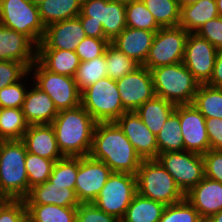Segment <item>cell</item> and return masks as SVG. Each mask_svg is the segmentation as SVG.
<instances>
[{"instance_id": "6da1fadb", "label": "cell", "mask_w": 222, "mask_h": 222, "mask_svg": "<svg viewBox=\"0 0 222 222\" xmlns=\"http://www.w3.org/2000/svg\"><path fill=\"white\" fill-rule=\"evenodd\" d=\"M89 155L103 161L112 172L133 175H136L142 162V158L115 121L97 122Z\"/></svg>"}, {"instance_id": "7a4b0ae2", "label": "cell", "mask_w": 222, "mask_h": 222, "mask_svg": "<svg viewBox=\"0 0 222 222\" xmlns=\"http://www.w3.org/2000/svg\"><path fill=\"white\" fill-rule=\"evenodd\" d=\"M97 122L82 107L59 111L52 127L64 157H83L90 154Z\"/></svg>"}, {"instance_id": "3957f363", "label": "cell", "mask_w": 222, "mask_h": 222, "mask_svg": "<svg viewBox=\"0 0 222 222\" xmlns=\"http://www.w3.org/2000/svg\"><path fill=\"white\" fill-rule=\"evenodd\" d=\"M26 154L22 140L0 141V195L8 199H24L27 196Z\"/></svg>"}, {"instance_id": "277c9868", "label": "cell", "mask_w": 222, "mask_h": 222, "mask_svg": "<svg viewBox=\"0 0 222 222\" xmlns=\"http://www.w3.org/2000/svg\"><path fill=\"white\" fill-rule=\"evenodd\" d=\"M151 71L155 94L175 104H192L200 83L183 62L159 66Z\"/></svg>"}, {"instance_id": "5b68a950", "label": "cell", "mask_w": 222, "mask_h": 222, "mask_svg": "<svg viewBox=\"0 0 222 222\" xmlns=\"http://www.w3.org/2000/svg\"><path fill=\"white\" fill-rule=\"evenodd\" d=\"M136 186L141 196L165 206L185 199L172 175L156 159L142 160L136 173Z\"/></svg>"}, {"instance_id": "8992f818", "label": "cell", "mask_w": 222, "mask_h": 222, "mask_svg": "<svg viewBox=\"0 0 222 222\" xmlns=\"http://www.w3.org/2000/svg\"><path fill=\"white\" fill-rule=\"evenodd\" d=\"M81 105L96 122L116 121L123 108L116 81L105 77L81 92Z\"/></svg>"}, {"instance_id": "52a82bcc", "label": "cell", "mask_w": 222, "mask_h": 222, "mask_svg": "<svg viewBox=\"0 0 222 222\" xmlns=\"http://www.w3.org/2000/svg\"><path fill=\"white\" fill-rule=\"evenodd\" d=\"M0 25L27 36L36 46L45 34L38 6L29 0H0Z\"/></svg>"}, {"instance_id": "ba28073f", "label": "cell", "mask_w": 222, "mask_h": 222, "mask_svg": "<svg viewBox=\"0 0 222 222\" xmlns=\"http://www.w3.org/2000/svg\"><path fill=\"white\" fill-rule=\"evenodd\" d=\"M29 72L33 83L49 95L58 111L81 104V92L73 77L50 72L37 60L30 66Z\"/></svg>"}, {"instance_id": "9c48e42d", "label": "cell", "mask_w": 222, "mask_h": 222, "mask_svg": "<svg viewBox=\"0 0 222 222\" xmlns=\"http://www.w3.org/2000/svg\"><path fill=\"white\" fill-rule=\"evenodd\" d=\"M136 193V175L112 172L92 203L121 220Z\"/></svg>"}, {"instance_id": "30bf717a", "label": "cell", "mask_w": 222, "mask_h": 222, "mask_svg": "<svg viewBox=\"0 0 222 222\" xmlns=\"http://www.w3.org/2000/svg\"><path fill=\"white\" fill-rule=\"evenodd\" d=\"M188 35L180 26L160 28L154 36L143 66L152 70L159 66L183 62Z\"/></svg>"}, {"instance_id": "8fae6325", "label": "cell", "mask_w": 222, "mask_h": 222, "mask_svg": "<svg viewBox=\"0 0 222 222\" xmlns=\"http://www.w3.org/2000/svg\"><path fill=\"white\" fill-rule=\"evenodd\" d=\"M156 160L172 175L184 194L205 177L202 154L186 150L166 152L160 153Z\"/></svg>"}, {"instance_id": "7c38bea8", "label": "cell", "mask_w": 222, "mask_h": 222, "mask_svg": "<svg viewBox=\"0 0 222 222\" xmlns=\"http://www.w3.org/2000/svg\"><path fill=\"white\" fill-rule=\"evenodd\" d=\"M77 17L102 24L105 37L111 42L126 27V4L108 0H82Z\"/></svg>"}, {"instance_id": "4fadbf2b", "label": "cell", "mask_w": 222, "mask_h": 222, "mask_svg": "<svg viewBox=\"0 0 222 222\" xmlns=\"http://www.w3.org/2000/svg\"><path fill=\"white\" fill-rule=\"evenodd\" d=\"M112 174L103 162L90 155L79 157L78 172L75 181V194L80 203H92Z\"/></svg>"}, {"instance_id": "5bb4252c", "label": "cell", "mask_w": 222, "mask_h": 222, "mask_svg": "<svg viewBox=\"0 0 222 222\" xmlns=\"http://www.w3.org/2000/svg\"><path fill=\"white\" fill-rule=\"evenodd\" d=\"M218 50L197 33H189L183 64L200 84H207L212 77Z\"/></svg>"}, {"instance_id": "9a60e30c", "label": "cell", "mask_w": 222, "mask_h": 222, "mask_svg": "<svg viewBox=\"0 0 222 222\" xmlns=\"http://www.w3.org/2000/svg\"><path fill=\"white\" fill-rule=\"evenodd\" d=\"M123 108L136 111L146 101L156 96L151 71L139 66L116 81Z\"/></svg>"}, {"instance_id": "2e32d148", "label": "cell", "mask_w": 222, "mask_h": 222, "mask_svg": "<svg viewBox=\"0 0 222 222\" xmlns=\"http://www.w3.org/2000/svg\"><path fill=\"white\" fill-rule=\"evenodd\" d=\"M179 120L184 150L203 155L211 149L206 119L193 104L179 105Z\"/></svg>"}, {"instance_id": "e0dca14e", "label": "cell", "mask_w": 222, "mask_h": 222, "mask_svg": "<svg viewBox=\"0 0 222 222\" xmlns=\"http://www.w3.org/2000/svg\"><path fill=\"white\" fill-rule=\"evenodd\" d=\"M142 160L156 159L158 145L153 134L135 111L123 113L116 121Z\"/></svg>"}, {"instance_id": "ac0fdd59", "label": "cell", "mask_w": 222, "mask_h": 222, "mask_svg": "<svg viewBox=\"0 0 222 222\" xmlns=\"http://www.w3.org/2000/svg\"><path fill=\"white\" fill-rule=\"evenodd\" d=\"M85 37L80 19H67L45 27V34L37 49L76 51L80 41Z\"/></svg>"}, {"instance_id": "d6986e66", "label": "cell", "mask_w": 222, "mask_h": 222, "mask_svg": "<svg viewBox=\"0 0 222 222\" xmlns=\"http://www.w3.org/2000/svg\"><path fill=\"white\" fill-rule=\"evenodd\" d=\"M36 53L37 46L27 36L0 25V61L21 62L30 68Z\"/></svg>"}, {"instance_id": "ffe728a7", "label": "cell", "mask_w": 222, "mask_h": 222, "mask_svg": "<svg viewBox=\"0 0 222 222\" xmlns=\"http://www.w3.org/2000/svg\"><path fill=\"white\" fill-rule=\"evenodd\" d=\"M185 198L205 221L222 210V183L204 177Z\"/></svg>"}, {"instance_id": "44dd1931", "label": "cell", "mask_w": 222, "mask_h": 222, "mask_svg": "<svg viewBox=\"0 0 222 222\" xmlns=\"http://www.w3.org/2000/svg\"><path fill=\"white\" fill-rule=\"evenodd\" d=\"M30 84L22 106L26 122L29 125L52 124L59 111L46 92L33 82Z\"/></svg>"}, {"instance_id": "7402d4cb", "label": "cell", "mask_w": 222, "mask_h": 222, "mask_svg": "<svg viewBox=\"0 0 222 222\" xmlns=\"http://www.w3.org/2000/svg\"><path fill=\"white\" fill-rule=\"evenodd\" d=\"M75 185H55L49 180L34 185L23 199L25 204H54L60 207H77L80 202L75 194Z\"/></svg>"}, {"instance_id": "603a6c76", "label": "cell", "mask_w": 222, "mask_h": 222, "mask_svg": "<svg viewBox=\"0 0 222 222\" xmlns=\"http://www.w3.org/2000/svg\"><path fill=\"white\" fill-rule=\"evenodd\" d=\"M22 141L25 143L28 153L54 161L64 158L59 150L51 124L29 125Z\"/></svg>"}, {"instance_id": "cb8c5ba5", "label": "cell", "mask_w": 222, "mask_h": 222, "mask_svg": "<svg viewBox=\"0 0 222 222\" xmlns=\"http://www.w3.org/2000/svg\"><path fill=\"white\" fill-rule=\"evenodd\" d=\"M156 32L126 27L110 43L143 66Z\"/></svg>"}, {"instance_id": "d4e9b609", "label": "cell", "mask_w": 222, "mask_h": 222, "mask_svg": "<svg viewBox=\"0 0 222 222\" xmlns=\"http://www.w3.org/2000/svg\"><path fill=\"white\" fill-rule=\"evenodd\" d=\"M36 60L50 72L73 78L81 62L75 51L58 49H37Z\"/></svg>"}, {"instance_id": "484cf974", "label": "cell", "mask_w": 222, "mask_h": 222, "mask_svg": "<svg viewBox=\"0 0 222 222\" xmlns=\"http://www.w3.org/2000/svg\"><path fill=\"white\" fill-rule=\"evenodd\" d=\"M219 16L216 0H199L181 7L179 25L188 33H196L207 21Z\"/></svg>"}, {"instance_id": "4316f807", "label": "cell", "mask_w": 222, "mask_h": 222, "mask_svg": "<svg viewBox=\"0 0 222 222\" xmlns=\"http://www.w3.org/2000/svg\"><path fill=\"white\" fill-rule=\"evenodd\" d=\"M175 107V104L165 100L164 98L155 96L151 100L142 104L135 112L147 128L153 134L157 135L165 121L175 111Z\"/></svg>"}, {"instance_id": "83f0119b", "label": "cell", "mask_w": 222, "mask_h": 222, "mask_svg": "<svg viewBox=\"0 0 222 222\" xmlns=\"http://www.w3.org/2000/svg\"><path fill=\"white\" fill-rule=\"evenodd\" d=\"M82 0H45L38 6L45 27L63 20L76 18L81 11Z\"/></svg>"}, {"instance_id": "f1b7e54d", "label": "cell", "mask_w": 222, "mask_h": 222, "mask_svg": "<svg viewBox=\"0 0 222 222\" xmlns=\"http://www.w3.org/2000/svg\"><path fill=\"white\" fill-rule=\"evenodd\" d=\"M165 205L136 193L120 222H159Z\"/></svg>"}, {"instance_id": "f546056e", "label": "cell", "mask_w": 222, "mask_h": 222, "mask_svg": "<svg viewBox=\"0 0 222 222\" xmlns=\"http://www.w3.org/2000/svg\"><path fill=\"white\" fill-rule=\"evenodd\" d=\"M158 155L166 152L184 150L183 136L179 120V105L163 124L160 132L156 135Z\"/></svg>"}, {"instance_id": "4dcf8cb0", "label": "cell", "mask_w": 222, "mask_h": 222, "mask_svg": "<svg viewBox=\"0 0 222 222\" xmlns=\"http://www.w3.org/2000/svg\"><path fill=\"white\" fill-rule=\"evenodd\" d=\"M27 217L32 222H75L77 207L54 204H25Z\"/></svg>"}, {"instance_id": "1f68e13d", "label": "cell", "mask_w": 222, "mask_h": 222, "mask_svg": "<svg viewBox=\"0 0 222 222\" xmlns=\"http://www.w3.org/2000/svg\"><path fill=\"white\" fill-rule=\"evenodd\" d=\"M28 127L22 108H0V141L22 140Z\"/></svg>"}, {"instance_id": "d6a6232c", "label": "cell", "mask_w": 222, "mask_h": 222, "mask_svg": "<svg viewBox=\"0 0 222 222\" xmlns=\"http://www.w3.org/2000/svg\"><path fill=\"white\" fill-rule=\"evenodd\" d=\"M206 118L222 119V88L200 84L192 103Z\"/></svg>"}, {"instance_id": "836d02e7", "label": "cell", "mask_w": 222, "mask_h": 222, "mask_svg": "<svg viewBox=\"0 0 222 222\" xmlns=\"http://www.w3.org/2000/svg\"><path fill=\"white\" fill-rule=\"evenodd\" d=\"M161 28L177 27L180 22L178 0H142Z\"/></svg>"}, {"instance_id": "e575fe53", "label": "cell", "mask_w": 222, "mask_h": 222, "mask_svg": "<svg viewBox=\"0 0 222 222\" xmlns=\"http://www.w3.org/2000/svg\"><path fill=\"white\" fill-rule=\"evenodd\" d=\"M107 77L105 54L90 61L80 62L74 76L80 92L95 84L98 80Z\"/></svg>"}, {"instance_id": "d590c367", "label": "cell", "mask_w": 222, "mask_h": 222, "mask_svg": "<svg viewBox=\"0 0 222 222\" xmlns=\"http://www.w3.org/2000/svg\"><path fill=\"white\" fill-rule=\"evenodd\" d=\"M107 77L117 81L128 73L133 72L140 65L125 53L118 50L111 43L105 50Z\"/></svg>"}, {"instance_id": "8d00e7d4", "label": "cell", "mask_w": 222, "mask_h": 222, "mask_svg": "<svg viewBox=\"0 0 222 222\" xmlns=\"http://www.w3.org/2000/svg\"><path fill=\"white\" fill-rule=\"evenodd\" d=\"M127 27L157 32L161 27L142 0H134L126 4Z\"/></svg>"}, {"instance_id": "74e56055", "label": "cell", "mask_w": 222, "mask_h": 222, "mask_svg": "<svg viewBox=\"0 0 222 222\" xmlns=\"http://www.w3.org/2000/svg\"><path fill=\"white\" fill-rule=\"evenodd\" d=\"M56 161L28 153L25 157V167L27 171L29 190L32 186L44 183L52 173Z\"/></svg>"}, {"instance_id": "f35d334b", "label": "cell", "mask_w": 222, "mask_h": 222, "mask_svg": "<svg viewBox=\"0 0 222 222\" xmlns=\"http://www.w3.org/2000/svg\"><path fill=\"white\" fill-rule=\"evenodd\" d=\"M159 222H205L198 211L185 198L181 202L165 206Z\"/></svg>"}, {"instance_id": "ab89813d", "label": "cell", "mask_w": 222, "mask_h": 222, "mask_svg": "<svg viewBox=\"0 0 222 222\" xmlns=\"http://www.w3.org/2000/svg\"><path fill=\"white\" fill-rule=\"evenodd\" d=\"M79 157H64L55 162L49 181L55 185H75Z\"/></svg>"}, {"instance_id": "60d3db41", "label": "cell", "mask_w": 222, "mask_h": 222, "mask_svg": "<svg viewBox=\"0 0 222 222\" xmlns=\"http://www.w3.org/2000/svg\"><path fill=\"white\" fill-rule=\"evenodd\" d=\"M30 76L31 74L28 72L20 81L0 89V108H22L26 92L30 85L25 86L24 83L27 80L33 82L31 79H27Z\"/></svg>"}, {"instance_id": "b9f144b4", "label": "cell", "mask_w": 222, "mask_h": 222, "mask_svg": "<svg viewBox=\"0 0 222 222\" xmlns=\"http://www.w3.org/2000/svg\"><path fill=\"white\" fill-rule=\"evenodd\" d=\"M109 44L110 41L107 38H93L86 36L80 41L75 52L81 62L90 61L96 57L104 55Z\"/></svg>"}, {"instance_id": "7bdbcfd3", "label": "cell", "mask_w": 222, "mask_h": 222, "mask_svg": "<svg viewBox=\"0 0 222 222\" xmlns=\"http://www.w3.org/2000/svg\"><path fill=\"white\" fill-rule=\"evenodd\" d=\"M29 68L21 62L0 61V89L20 81Z\"/></svg>"}, {"instance_id": "ee69618b", "label": "cell", "mask_w": 222, "mask_h": 222, "mask_svg": "<svg viewBox=\"0 0 222 222\" xmlns=\"http://www.w3.org/2000/svg\"><path fill=\"white\" fill-rule=\"evenodd\" d=\"M75 222H120V220L97 208L93 203H80L77 206Z\"/></svg>"}, {"instance_id": "f6af8a7d", "label": "cell", "mask_w": 222, "mask_h": 222, "mask_svg": "<svg viewBox=\"0 0 222 222\" xmlns=\"http://www.w3.org/2000/svg\"><path fill=\"white\" fill-rule=\"evenodd\" d=\"M26 217L23 199H8L0 208V222H22Z\"/></svg>"}, {"instance_id": "bcb514c9", "label": "cell", "mask_w": 222, "mask_h": 222, "mask_svg": "<svg viewBox=\"0 0 222 222\" xmlns=\"http://www.w3.org/2000/svg\"><path fill=\"white\" fill-rule=\"evenodd\" d=\"M204 176L222 183V150H208L203 154Z\"/></svg>"}, {"instance_id": "7dc6e473", "label": "cell", "mask_w": 222, "mask_h": 222, "mask_svg": "<svg viewBox=\"0 0 222 222\" xmlns=\"http://www.w3.org/2000/svg\"><path fill=\"white\" fill-rule=\"evenodd\" d=\"M196 33L208 40L217 50L222 49V17L217 16L207 21Z\"/></svg>"}, {"instance_id": "c3c4849f", "label": "cell", "mask_w": 222, "mask_h": 222, "mask_svg": "<svg viewBox=\"0 0 222 222\" xmlns=\"http://www.w3.org/2000/svg\"><path fill=\"white\" fill-rule=\"evenodd\" d=\"M206 130L212 150H222V119L206 118Z\"/></svg>"}, {"instance_id": "681fc988", "label": "cell", "mask_w": 222, "mask_h": 222, "mask_svg": "<svg viewBox=\"0 0 222 222\" xmlns=\"http://www.w3.org/2000/svg\"><path fill=\"white\" fill-rule=\"evenodd\" d=\"M87 37L106 38L102 24L88 22V17H78Z\"/></svg>"}, {"instance_id": "f907efd6", "label": "cell", "mask_w": 222, "mask_h": 222, "mask_svg": "<svg viewBox=\"0 0 222 222\" xmlns=\"http://www.w3.org/2000/svg\"><path fill=\"white\" fill-rule=\"evenodd\" d=\"M207 85L222 88V49L217 52L213 74Z\"/></svg>"}, {"instance_id": "816d5d0a", "label": "cell", "mask_w": 222, "mask_h": 222, "mask_svg": "<svg viewBox=\"0 0 222 222\" xmlns=\"http://www.w3.org/2000/svg\"><path fill=\"white\" fill-rule=\"evenodd\" d=\"M205 222H222V210L210 216Z\"/></svg>"}, {"instance_id": "f5cc1de1", "label": "cell", "mask_w": 222, "mask_h": 222, "mask_svg": "<svg viewBox=\"0 0 222 222\" xmlns=\"http://www.w3.org/2000/svg\"><path fill=\"white\" fill-rule=\"evenodd\" d=\"M197 1H199V0H178L180 8L184 7V6H187L189 4L196 3Z\"/></svg>"}, {"instance_id": "db71d44e", "label": "cell", "mask_w": 222, "mask_h": 222, "mask_svg": "<svg viewBox=\"0 0 222 222\" xmlns=\"http://www.w3.org/2000/svg\"><path fill=\"white\" fill-rule=\"evenodd\" d=\"M217 11L220 17H222V0H216Z\"/></svg>"}, {"instance_id": "11a10c76", "label": "cell", "mask_w": 222, "mask_h": 222, "mask_svg": "<svg viewBox=\"0 0 222 222\" xmlns=\"http://www.w3.org/2000/svg\"><path fill=\"white\" fill-rule=\"evenodd\" d=\"M33 5L39 6L45 0H29Z\"/></svg>"}, {"instance_id": "9f6ffc18", "label": "cell", "mask_w": 222, "mask_h": 222, "mask_svg": "<svg viewBox=\"0 0 222 222\" xmlns=\"http://www.w3.org/2000/svg\"><path fill=\"white\" fill-rule=\"evenodd\" d=\"M8 200L5 196L0 195V208Z\"/></svg>"}, {"instance_id": "6f0895ef", "label": "cell", "mask_w": 222, "mask_h": 222, "mask_svg": "<svg viewBox=\"0 0 222 222\" xmlns=\"http://www.w3.org/2000/svg\"><path fill=\"white\" fill-rule=\"evenodd\" d=\"M108 1L121 2V3L127 4L128 2H132L134 0H108Z\"/></svg>"}, {"instance_id": "680465c9", "label": "cell", "mask_w": 222, "mask_h": 222, "mask_svg": "<svg viewBox=\"0 0 222 222\" xmlns=\"http://www.w3.org/2000/svg\"><path fill=\"white\" fill-rule=\"evenodd\" d=\"M22 222H32L28 217H26Z\"/></svg>"}]
</instances>
